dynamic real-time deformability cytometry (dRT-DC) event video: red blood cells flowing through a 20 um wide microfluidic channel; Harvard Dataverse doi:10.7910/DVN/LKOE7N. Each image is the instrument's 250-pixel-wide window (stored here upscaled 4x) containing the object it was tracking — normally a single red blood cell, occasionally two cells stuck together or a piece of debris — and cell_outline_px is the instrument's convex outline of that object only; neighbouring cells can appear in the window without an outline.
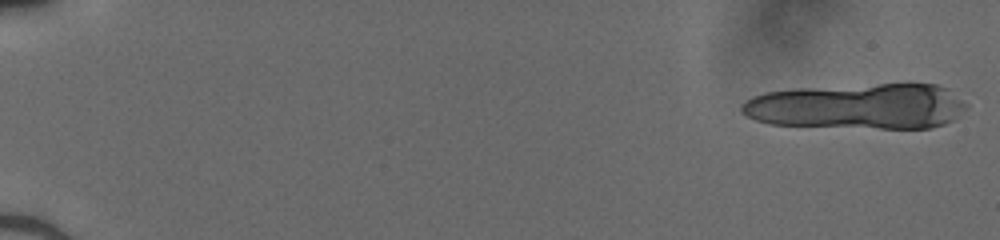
{"species": "human", "species_latin": "Homo sapiens", "temperature_condition": "cold", "stored_images_in_passage": 18, "segment_of_instrument_passage": [1, 2], "camera_frame_rate_fps": 3000, "um_per_image_px": 0.085, "donor": {"sex": "male"}, "frame": {"image": 1, "passage_image": 1, "time_ms": 0.0, "image_size_px": [1000, 240], "cell_outline_px": [[968, 104], [952, 120], [944, 124], [928, 128], [880, 128], [772, 124], [756, 120], [740, 112], [740, 104], [752, 96], [764, 92], [792, 88], [880, 84], [936, 84], [948, 88]], "centroid_in_image_um": [72.88, 9.02], "position_along_channel_um": 12.1, "area_um2": 59.77}}